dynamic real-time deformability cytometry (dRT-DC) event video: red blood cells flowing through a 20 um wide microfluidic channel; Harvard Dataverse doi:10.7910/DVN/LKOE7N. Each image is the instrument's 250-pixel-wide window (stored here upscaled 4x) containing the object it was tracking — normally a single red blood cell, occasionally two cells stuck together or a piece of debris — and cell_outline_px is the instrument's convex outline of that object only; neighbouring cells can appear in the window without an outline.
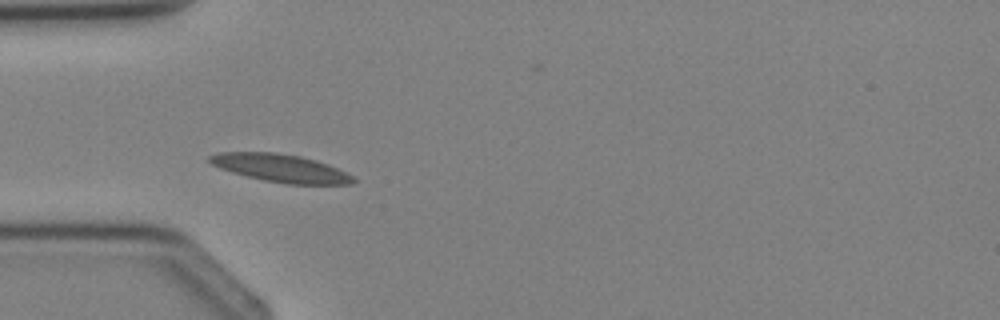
{"species": "Egyptian fruit bat (a non-hibernating species)", "species_latin": "Rousettus aegyptiacus", "temperature_condition": "cold", "stored_images_in_passage": 3, "camera_frame_rate_fps": 3000, "um_per_image_px": 0.085, "animal": {"sex": "female"}, "frame": {"image": 1, "passage_image": 2, "time_ms": 1.333, "image_size_px": [1000, 320], "cell_outline_px": [[356, 180], [352, 184], [288, 184], [264, 180], [232, 172], [220, 168], [212, 164], [208, 160], [208, 156], [220, 152], [272, 152], [300, 156], [316, 160], [328, 164], [352, 176]], "centroid_in_image_um": [23.84, 14.28], "position_along_channel_um": 61.2, "area_um2": 23.06}}
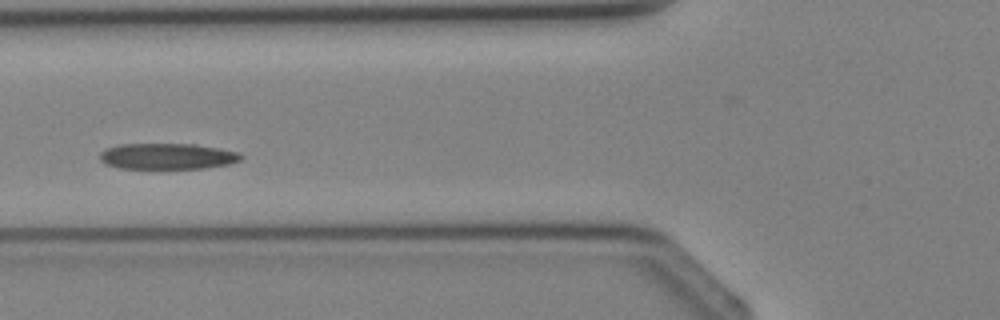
{"frame": {"image": 2, "passage_image": 3, "time_ms": 2.333, "image_size_px": [1000, 320], "cell_outline_px": [[244, 156], [240, 160], [228, 164], [204, 168], [120, 168], [104, 164], [100, 160], [100, 152], [108, 148], [120, 144], [196, 144], [240, 152]], "centroid_in_image_um": [14.23, 13.28], "position_along_channel_um": 111.6, "area_um2": 21.33}}